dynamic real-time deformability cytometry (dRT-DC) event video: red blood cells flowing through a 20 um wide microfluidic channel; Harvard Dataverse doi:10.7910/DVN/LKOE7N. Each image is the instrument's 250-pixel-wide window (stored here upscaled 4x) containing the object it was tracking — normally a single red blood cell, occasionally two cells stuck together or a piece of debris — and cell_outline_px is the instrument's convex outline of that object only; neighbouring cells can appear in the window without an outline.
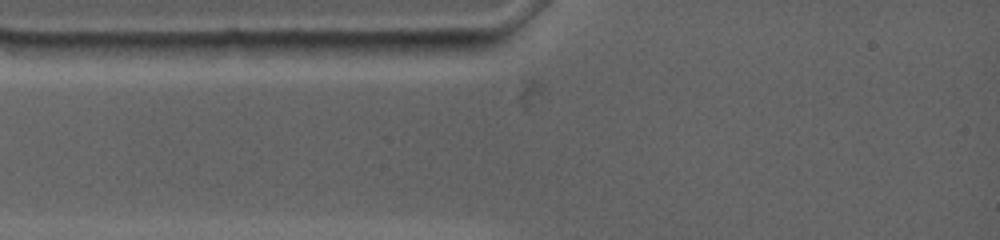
{"species": "common noctule bat (a hibernating species)", "species_latin": "Nyctalus noctula", "temperature_condition": "warm", "stored_images_in_passage": 3, "camera_frame_rate_fps": 4500, "um_per_image_px": 0.085, "animal": {"sex": "female", "body_mass_g": 19.0, "forearm_length_mm": 53.3}, "frame": {"image": 1, "passage_image": 1, "time_ms": 0.0, "image_size_px": [1000, 240], "cell_outline_px": [[496, 44], [464, 56], [372, 60], [356, 52], [356, 40], [492, 40]], "centroid_in_image_um": [35.6, 4.12], "position_along_channel_um": 49.4, "area_um2": 16.07}}